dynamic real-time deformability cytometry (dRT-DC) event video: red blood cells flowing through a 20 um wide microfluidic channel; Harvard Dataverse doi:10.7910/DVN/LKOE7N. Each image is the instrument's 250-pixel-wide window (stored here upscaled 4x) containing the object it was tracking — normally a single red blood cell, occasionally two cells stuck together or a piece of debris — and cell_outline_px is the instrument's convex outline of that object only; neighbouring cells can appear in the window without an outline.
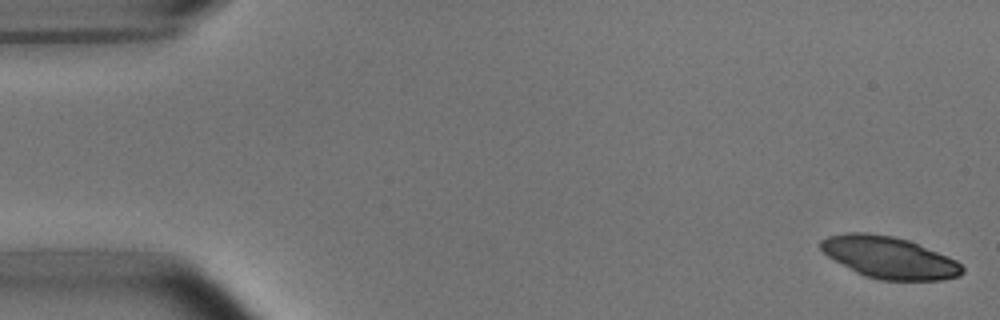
{"species": "common noctule bat (a hibernating species)", "species_latin": "Nyctalus noctula", "temperature_condition": "room temperature", "stored_images_in_passage": 53, "camera_frame_rate_fps": 3000, "um_per_image_px": 0.085, "animal": {"sex": "male", "body_mass_g": 15.6}, "frame": {"image": 1, "passage_image": 1, "time_ms": 0.0, "image_size_px": [1000, 320], "cell_outline_px": [[964, 272], [960, 276], [944, 280], [880, 280], [864, 276], [856, 272], [828, 256], [820, 248], [820, 240], [828, 236], [848, 232], [868, 232], [892, 236], [908, 240], [956, 260], [964, 268]], "centroid_in_image_um": [75.58, 21.89], "position_along_channel_um": 9.4, "area_um2": 34.33}}
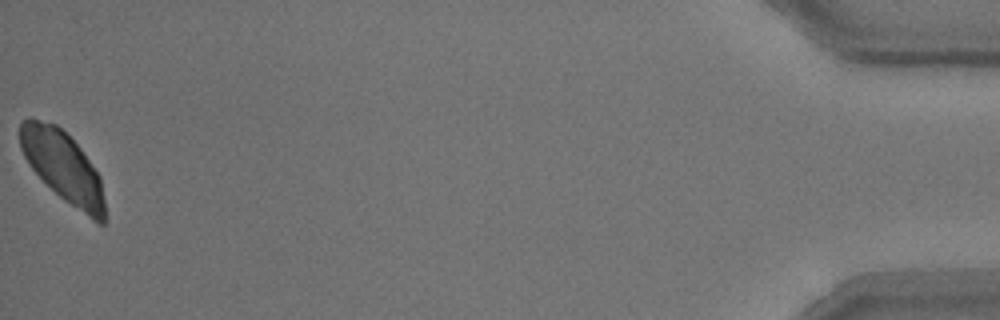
{"frame": {"image": 2, "passage_image": 53, "time_ms": 17.333, "image_size_px": [1000, 320], "cell_outline_px": [[104, 224], [100, 224], [92, 220], [64, 200], [32, 168], [24, 156], [20, 148], [20, 124], [28, 116], [32, 116], [56, 124], [80, 148], [100, 176], [104, 200]], "centroid_in_image_um": [5.34, 14.14], "position_along_channel_um": 429.9, "area_um2": 34.56}}